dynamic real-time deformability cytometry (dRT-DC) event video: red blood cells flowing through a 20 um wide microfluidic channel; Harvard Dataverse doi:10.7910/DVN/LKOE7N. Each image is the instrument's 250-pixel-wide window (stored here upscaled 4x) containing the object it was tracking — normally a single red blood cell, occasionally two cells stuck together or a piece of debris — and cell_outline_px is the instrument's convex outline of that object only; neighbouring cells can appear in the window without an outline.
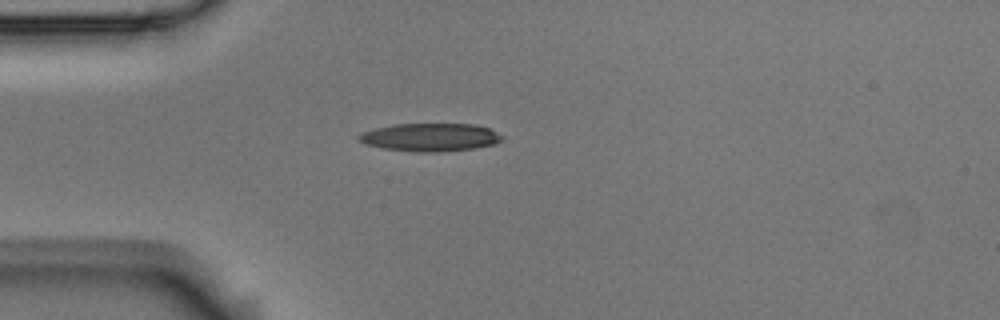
{"species": "Egyptian fruit bat (a non-hibernating species)", "species_latin": "Rousettus aegyptiacus", "temperature_condition": "room temperature", "stored_images_in_passage": 1, "camera_frame_rate_fps": 3000, "um_per_image_px": 0.085, "animal": {"sex": "male"}, "frame": {"image": 1, "passage_image": 1, "time_ms": 0.0, "image_size_px": [1000, 320], "cell_outline_px": [[504, 140], [496, 144], [476, 148], [436, 152], [416, 152], [384, 148], [364, 144], [356, 136], [364, 132], [376, 128], [396, 124], [476, 124], [488, 128], [504, 136]], "centroid_in_image_um": [36.62, 11.67], "position_along_channel_um": 48.4, "area_um2": 23.41}}